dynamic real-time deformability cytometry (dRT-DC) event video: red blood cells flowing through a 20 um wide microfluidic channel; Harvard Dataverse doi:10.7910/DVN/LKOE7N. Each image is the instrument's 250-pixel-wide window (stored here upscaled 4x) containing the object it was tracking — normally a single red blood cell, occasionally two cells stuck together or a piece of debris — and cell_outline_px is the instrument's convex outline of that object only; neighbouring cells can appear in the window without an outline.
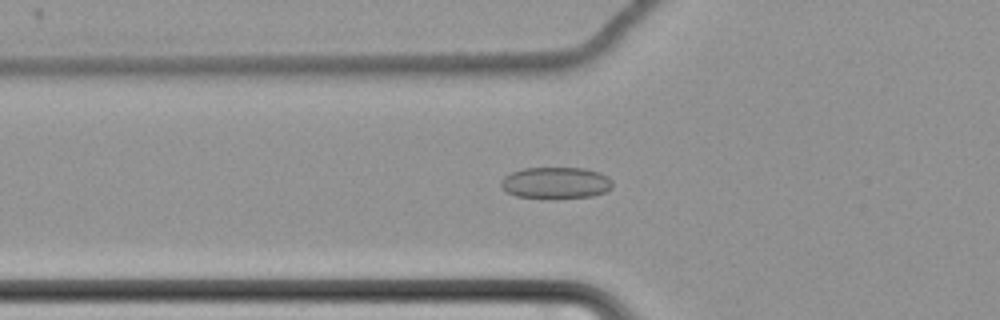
{"species": "common noctule bat (a hibernating species)", "species_latin": "Nyctalus noctula", "temperature_condition": "cold", "stored_images_in_passage": 60, "camera_frame_rate_fps": 3000, "um_per_image_px": 0.085, "animal": {"sex": "female", "body_mass_g": 22.7, "forearm_length_mm": 54.2}, "frame": {"image": 1, "passage_image": 22, "time_ms": 7.0, "image_size_px": [1000, 320], "cell_outline_px": [[612, 188], [604, 192], [592, 196], [556, 200], [548, 200], [516, 196], [508, 192], [500, 184], [500, 180], [504, 176], [512, 172], [524, 168], [584, 168], [600, 172], [608, 176], [612, 180]], "centroid_in_image_um": [47.25, 15.57], "position_along_channel_um": 78.5, "area_um2": 21.1}}
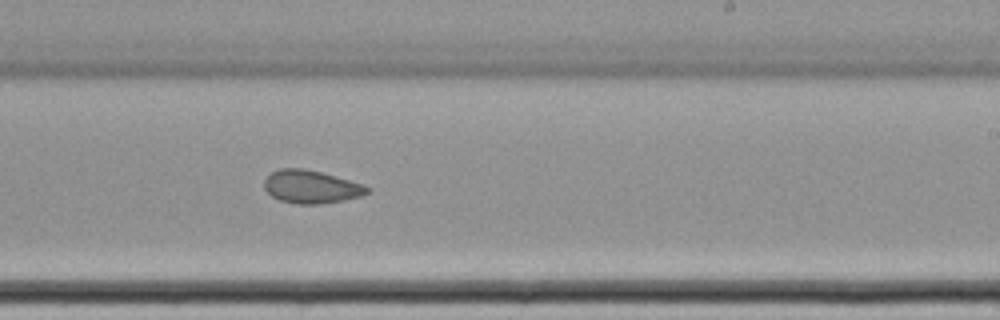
{"frame": {"image": 2, "passage_image": 38, "time_ms": 12.333, "image_size_px": [1000, 320], "cell_outline_px": [[372, 192], [360, 196], [344, 200], [320, 204], [296, 204], [280, 200], [272, 196], [264, 188], [264, 180], [272, 172], [280, 168], [304, 168], [320, 172], [364, 184], [372, 188]], "centroid_in_image_um": [26.48, 15.88], "position_along_channel_um": 262.5, "area_um2": 19.88}}
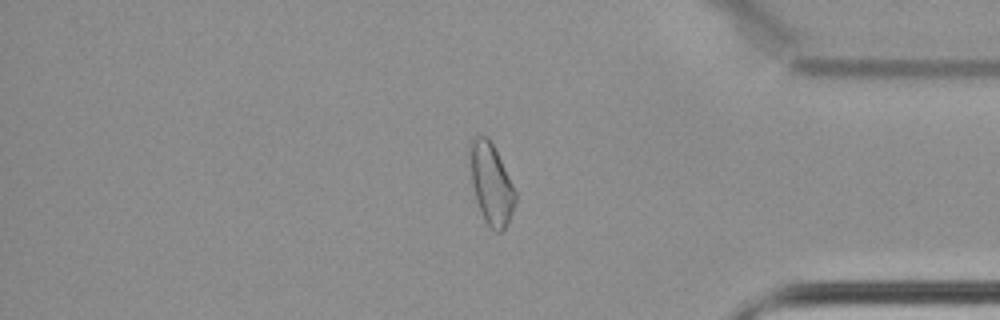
{"frame": {"image": 3, "passage_image": 51, "time_ms": 16.667, "image_size_px": [1000, 320], "cell_outline_px": [[516, 200], [512, 212], [504, 228], [500, 232], [496, 232], [484, 220], [476, 200], [472, 184], [468, 160], [468, 144], [472, 136], [488, 136], [516, 192]], "centroid_in_image_um": [41.69, 15.57], "position_along_channel_um": 393.5, "area_um2": 21.33}, "authors_computed_cell_mechanics": {"area_um2": 21.4727, "velocity_mm_per_s": 3.4688, "shape_relaxation_time_tau1_ms": null, "shape_relaxation_time_tau2_ms": 5.7598, "deformation_change_tau1": null, "deformation_change_tau2": 0.106}}